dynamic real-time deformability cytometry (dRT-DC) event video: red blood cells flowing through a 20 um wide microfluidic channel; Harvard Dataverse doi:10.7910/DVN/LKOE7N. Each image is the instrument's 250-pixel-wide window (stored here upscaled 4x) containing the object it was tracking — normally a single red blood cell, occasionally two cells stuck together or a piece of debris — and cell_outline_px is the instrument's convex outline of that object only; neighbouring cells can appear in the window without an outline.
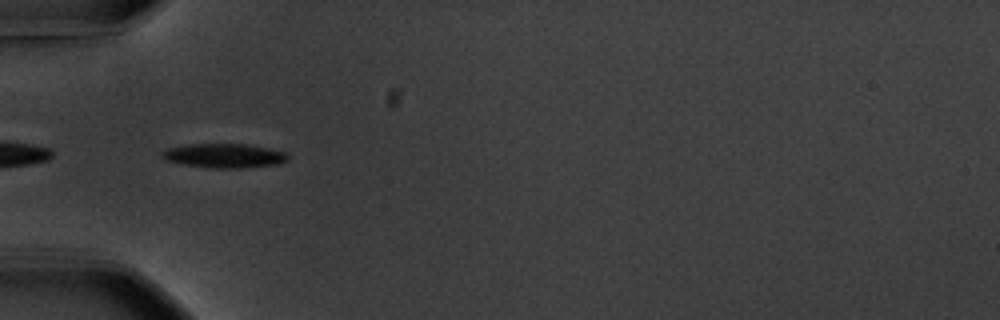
{"species": "common noctule bat (a hibernating species)", "species_latin": "Nyctalus noctula", "temperature_condition": "warm", "stored_images_in_passage": 38, "camera_frame_rate_fps": 3000, "um_per_image_px": 0.085, "animal": {"sex": "male", "body_mass_g": 20.1, "forearm_length_mm": 53.5}, "frame": {"image": 1, "passage_image": 1, "time_ms": 0.0, "image_size_px": [1000, 320], "cell_outline_px": [[288, 160], [276, 164], [240, 168], [208, 168], [184, 164], [168, 160], [160, 156], [160, 152], [168, 148], [188, 144], [244, 144], [268, 148], [284, 152], [288, 156]], "centroid_in_image_um": [19.02, 13.23], "position_along_channel_um": 66.0, "area_um2": 17.57}}
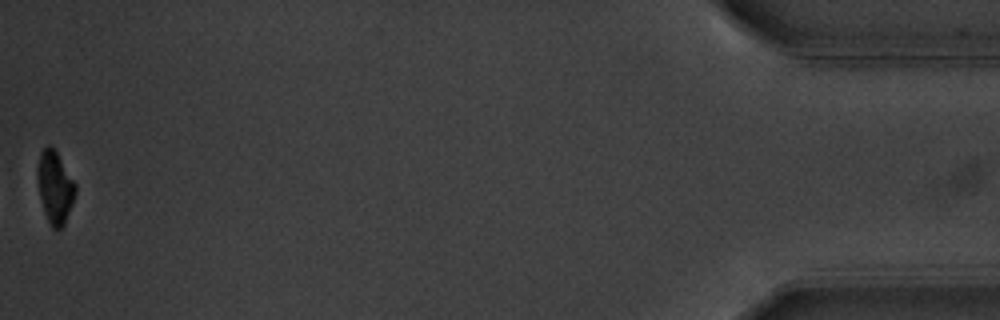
{"frame": {"image": 2, "passage_image": 38, "time_ms": 12.333, "image_size_px": [1000, 320], "cell_outline_px": [[76, 192], [72, 204], [64, 224], [60, 228], [52, 228], [44, 212], [40, 196], [36, 176], [36, 168], [40, 152], [48, 144], [56, 152], [76, 184]], "centroid_in_image_um": [4.65, 15.9], "position_along_channel_um": 430.6, "area_um2": 15.78}, "authors_computed_cell_mechanics": {"area_um2": 17.4267, "velocity_mm_per_s": 3.6677, "shape_relaxation_time_tau1_ms": 2.1924, "shape_relaxation_time_tau2_ms": null, "deformation_change_tau1": 0.1469, "deformation_change_tau2": null}}